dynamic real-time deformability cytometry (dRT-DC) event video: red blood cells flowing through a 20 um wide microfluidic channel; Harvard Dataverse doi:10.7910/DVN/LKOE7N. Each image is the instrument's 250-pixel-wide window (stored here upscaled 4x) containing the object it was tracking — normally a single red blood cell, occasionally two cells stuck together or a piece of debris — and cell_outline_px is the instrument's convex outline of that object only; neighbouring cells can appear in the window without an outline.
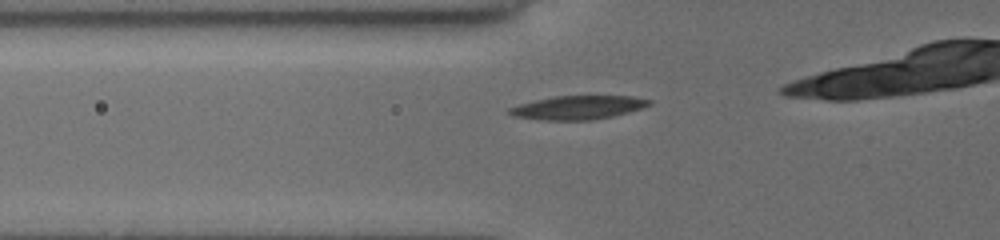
{"species": "common noctule bat (a hibernating species)", "species_latin": "Nyctalus noctula", "temperature_condition": "cold", "stored_images_in_passage": 27, "camera_frame_rate_fps": 3000, "um_per_image_px": 0.085, "animal": {"sex": "female", "body_mass_g": 19.5, "forearm_length_mm": 54.1}, "frame": {"image": 1, "passage_image": 6, "time_ms": 1.667, "image_size_px": [1000, 240], "cell_outline_px": [[652, 104], [628, 112], [612, 116], [592, 120], [544, 120], [512, 116], [504, 112], [508, 108], [520, 104], [552, 96], [632, 96], [652, 100]], "centroid_in_image_um": [49.09, 9.14], "position_along_channel_um": 76.7, "area_um2": 19.31}}
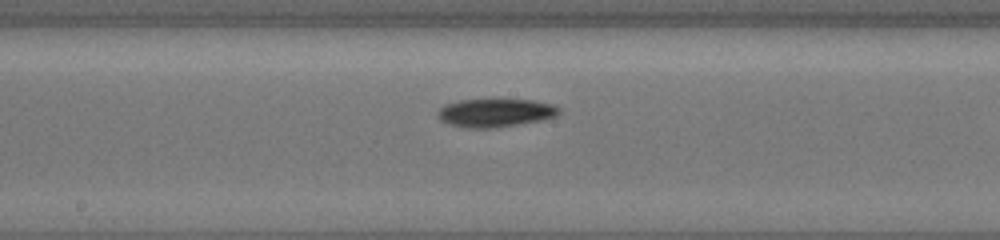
{"frame": {"image": 2, "passage_image": 16, "time_ms": 5.0, "image_size_px": [1000, 240], "cell_outline_px": [[560, 112], [556, 116], [544, 120], [492, 128], [468, 128], [452, 124], [440, 120], [436, 116], [436, 112], [444, 104], [460, 100], [532, 100], [552, 104], [560, 108]], "centroid_in_image_um": [42.1, 9.59], "position_along_channel_um": 206.1, "area_um2": 19.94}}
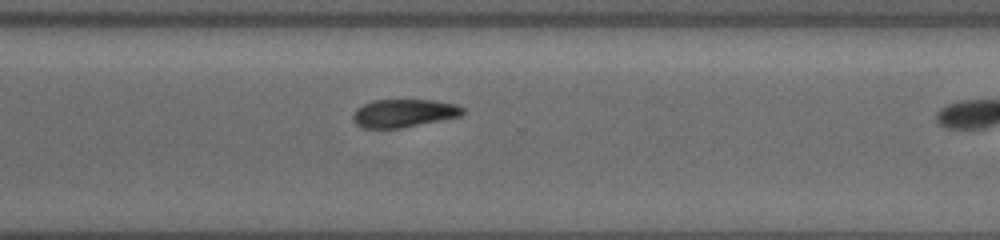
{"frame": {"image": 3, "passage_image": 26, "time_ms": 8.333, "image_size_px": [1000, 240], "cell_outline_px": [[464, 112], [460, 116], [400, 128], [364, 128], [356, 124], [352, 120], [352, 116], [356, 108], [364, 104], [376, 100], [436, 100], [456, 104], [464, 108]], "centroid_in_image_um": [34.31, 9.61], "position_along_channel_um": 336.3, "area_um2": 17.86}}